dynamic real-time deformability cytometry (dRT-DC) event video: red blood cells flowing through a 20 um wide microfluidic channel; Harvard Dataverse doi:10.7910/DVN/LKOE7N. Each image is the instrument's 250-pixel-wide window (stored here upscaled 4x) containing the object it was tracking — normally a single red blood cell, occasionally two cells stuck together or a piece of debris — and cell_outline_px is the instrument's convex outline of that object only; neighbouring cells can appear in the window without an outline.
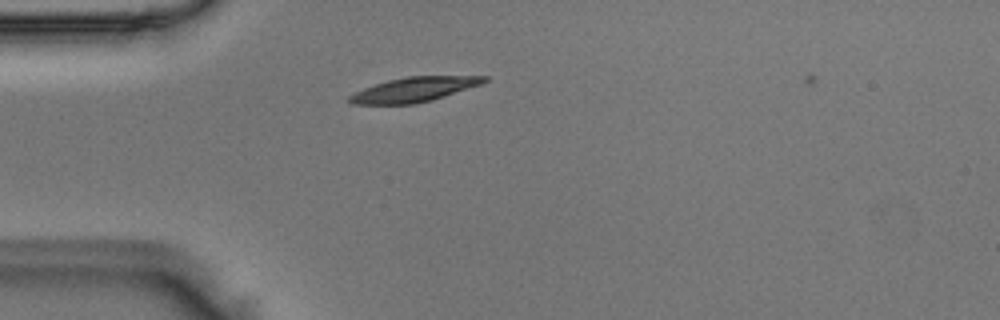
{"species": "Egyptian fruit bat (a non-hibernating species)", "species_latin": "Rousettus aegyptiacus", "temperature_condition": "room temperature", "stored_images_in_passage": 32, "camera_frame_rate_fps": 3000, "um_per_image_px": 0.085, "animal": {"sex": "male"}, "frame": {"image": 1, "passage_image": 7, "time_ms": 2.0, "image_size_px": [1000, 320], "cell_outline_px": [[488, 80], [480, 84], [432, 100], [412, 104], [352, 104], [348, 100], [348, 96], [364, 88], [388, 80], [408, 76], [488, 76]], "centroid_in_image_um": [35.18, 7.61], "position_along_channel_um": 49.8, "area_um2": 19.02}}
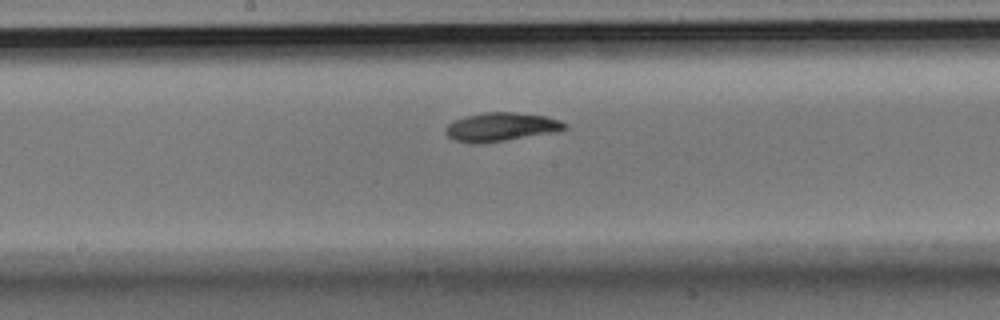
{"frame": {"image": 2, "passage_image": 20, "time_ms": 6.333, "image_size_px": [1000, 320], "cell_outline_px": [[568, 128], [552, 132], [480, 144], [472, 144], [452, 140], [444, 132], [444, 128], [448, 124], [456, 120], [468, 116], [484, 112], [516, 112], [544, 116], [560, 120], [568, 124]], "centroid_in_image_um": [42.55, 10.79], "position_along_channel_um": 205.7, "area_um2": 19.77}}
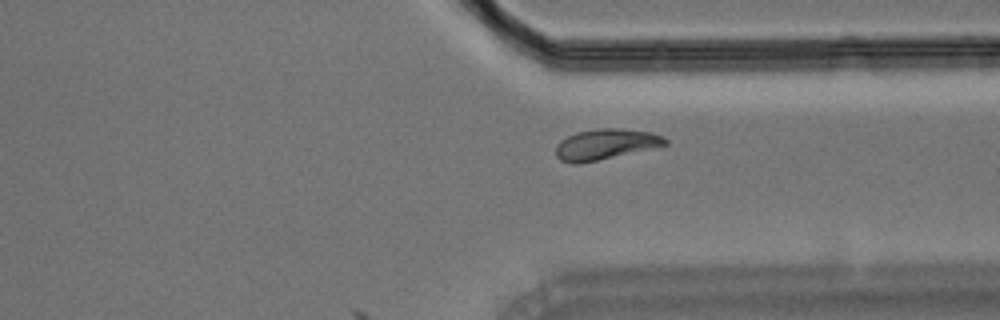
{"frame": {"image": 3, "passage_image": 32, "time_ms": 10.333, "image_size_px": [1000, 320], "cell_outline_px": [[668, 144], [652, 148], [580, 164], [572, 164], [560, 160], [556, 156], [556, 144], [560, 140], [576, 132], [596, 128], [616, 128], [652, 132], [664, 136], [668, 140]], "centroid_in_image_um": [51.45, 12.26], "position_along_channel_um": 360.0, "area_um2": 19.59}}